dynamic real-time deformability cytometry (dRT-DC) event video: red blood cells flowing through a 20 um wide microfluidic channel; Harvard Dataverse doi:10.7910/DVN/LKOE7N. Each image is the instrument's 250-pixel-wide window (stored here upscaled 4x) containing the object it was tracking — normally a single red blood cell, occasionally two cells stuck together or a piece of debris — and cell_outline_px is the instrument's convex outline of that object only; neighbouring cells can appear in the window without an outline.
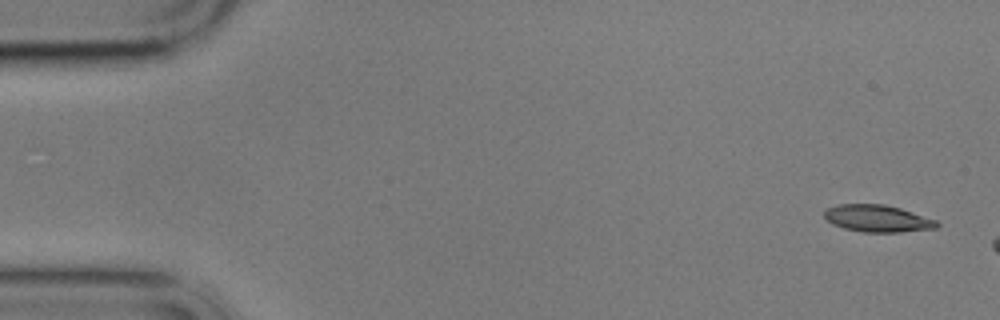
{"species": "common noctule bat (a hibernating species)", "species_latin": "Nyctalus noctula", "temperature_condition": "cold", "stored_images_in_passage": 3, "camera_frame_rate_fps": 3000, "um_per_image_px": 0.085, "animal": {"sex": "male", "body_mass_g": 17.9}, "frame": {"image": 1, "passage_image": 1, "time_ms": 0.0, "image_size_px": [1000, 320], "cell_outline_px": [[940, 224], [936, 228], [900, 232], [864, 232], [844, 228], [832, 224], [824, 216], [824, 208], [836, 204], [884, 204], [900, 208], [936, 220]], "centroid_in_image_um": [74.55, 18.56], "position_along_channel_um": 10.4, "area_um2": 17.74}}